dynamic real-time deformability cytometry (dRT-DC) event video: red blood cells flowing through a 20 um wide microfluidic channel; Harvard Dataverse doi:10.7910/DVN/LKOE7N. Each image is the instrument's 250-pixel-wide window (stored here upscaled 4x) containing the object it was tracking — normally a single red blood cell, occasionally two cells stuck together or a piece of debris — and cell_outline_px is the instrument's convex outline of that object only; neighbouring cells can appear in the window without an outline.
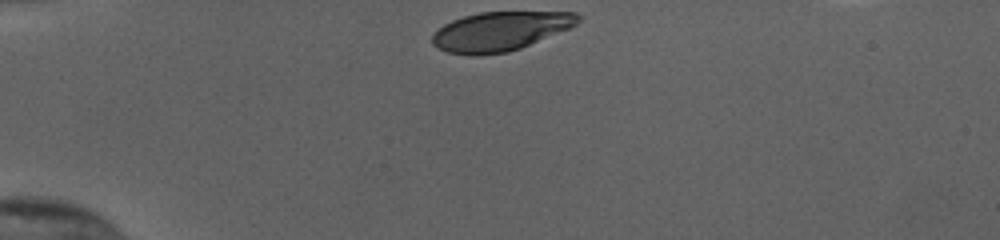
{"species": "human", "species_latin": "Homo sapiens", "temperature_condition": "cold", "stored_images_in_passage": 32, "camera_frame_rate_fps": 3000, "um_per_image_px": 0.085, "donor": {"sex": "female"}, "frame": {"image": 1, "passage_image": 1, "time_ms": 0.0, "image_size_px": [1000, 240], "cell_outline_px": [[584, 16], [572, 28], [520, 48], [508, 52], [480, 56], [468, 56], [448, 52], [436, 48], [432, 44], [432, 36], [444, 24], [452, 20], [464, 16], [480, 12], [576, 12]], "centroid_in_image_um": [42.54, 2.67], "position_along_channel_um": 42.5, "area_um2": 33.58}}
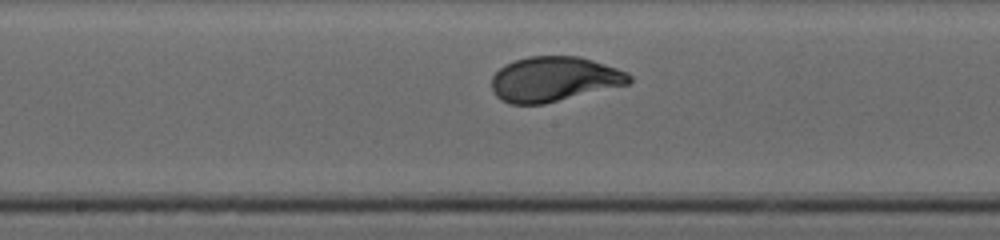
{"frame": {"image": 2, "passage_image": 17, "time_ms": 5.333, "image_size_px": [1000, 240], "cell_outline_px": [[632, 80], [628, 84], [544, 104], [508, 104], [500, 100], [496, 96], [492, 88], [492, 76], [504, 64], [528, 56], [580, 56], [628, 72], [632, 76]], "centroid_in_image_um": [47.08, 6.73], "position_along_channel_um": 201.1, "area_um2": 36.01}}
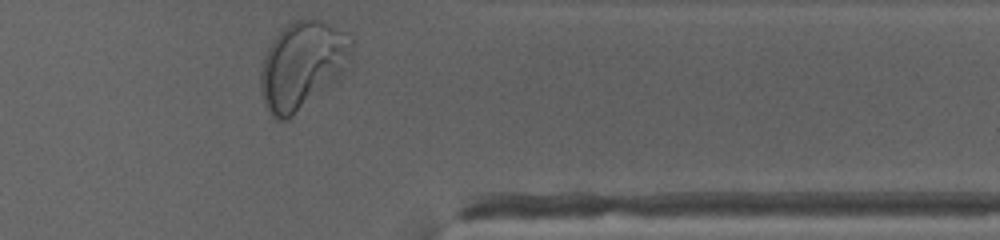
{"frame": {"image": 3, "passage_image": 32, "time_ms": 10.333, "image_size_px": [1000, 240], "cell_outline_px": [[352, 52], [344, 72], [340, 80], [288, 120], [276, 120], [268, 112], [264, 104], [260, 92], [260, 72], [264, 56], [272, 40], [280, 28], [296, 20], [320, 20], [348, 32], [352, 40]], "centroid_in_image_um": [25.7, 5.58], "position_along_channel_um": 385.7, "area_um2": 47.28}, "authors_computed_cell_mechanics": {"area_um2": 35.7782, "velocity_mm_per_s": 3.8025, "shape_relaxation_time_tau1_ms": 2.8658, "shape_relaxation_time_tau2_ms": null, "deformation_change_tau1": 0.1587, "deformation_change_tau2": null}}